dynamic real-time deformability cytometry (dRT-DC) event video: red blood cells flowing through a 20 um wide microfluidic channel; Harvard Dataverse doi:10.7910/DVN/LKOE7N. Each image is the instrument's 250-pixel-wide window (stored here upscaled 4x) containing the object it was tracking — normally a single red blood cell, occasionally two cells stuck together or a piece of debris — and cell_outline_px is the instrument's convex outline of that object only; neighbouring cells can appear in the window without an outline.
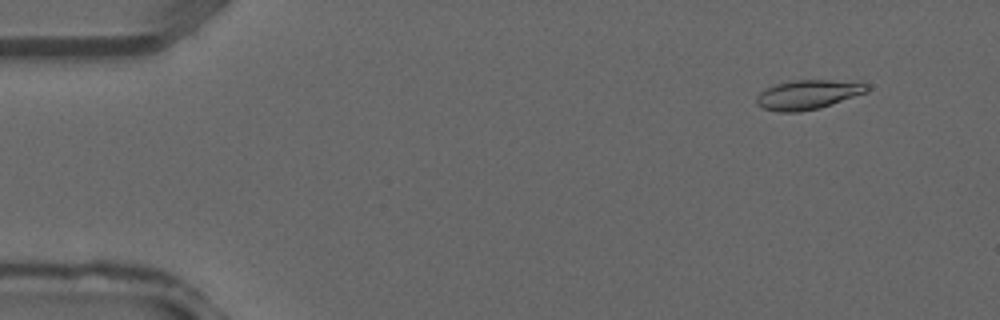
{"species": "common noctule bat (a hibernating species)", "species_latin": "Nyctalus noctula", "temperature_condition": "warm", "stored_images_in_passage": 39, "camera_frame_rate_fps": 3000, "um_per_image_px": 0.085, "animal": {"sex": "male", "forearm_length_mm": 52.5}, "frame": {"image": 1, "passage_image": 4, "time_ms": 1.0, "image_size_px": [1000, 320], "cell_outline_px": [[868, 92], [820, 108], [800, 112], [780, 112], [760, 108], [756, 104], [756, 96], [764, 88], [776, 84], [792, 80], [832, 80], [868, 84]], "centroid_in_image_um": [68.62, 8.05], "position_along_channel_um": 16.4, "area_um2": 19.02}}
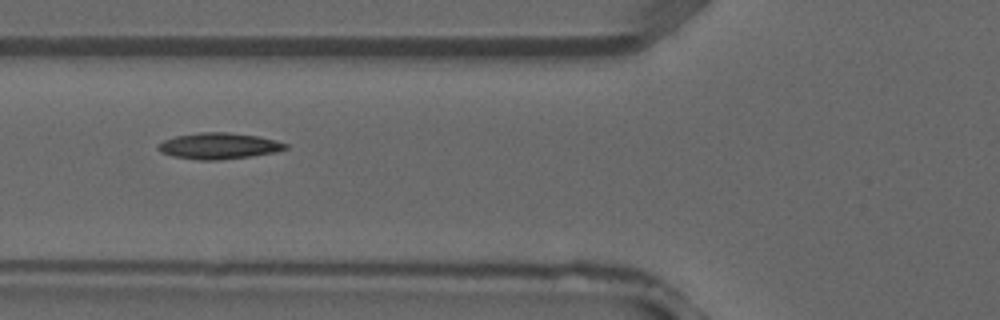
{"frame": {"image": 2, "passage_image": 15, "time_ms": 4.667, "image_size_px": [1000, 320], "cell_outline_px": [[288, 148], [276, 152], [220, 160], [200, 160], [172, 156], [160, 152], [156, 148], [156, 144], [164, 140], [176, 136], [200, 132], [228, 132], [256, 136], [276, 140], [288, 144]], "centroid_in_image_um": [18.56, 12.4], "position_along_channel_um": 107.2, "area_um2": 19.42}}
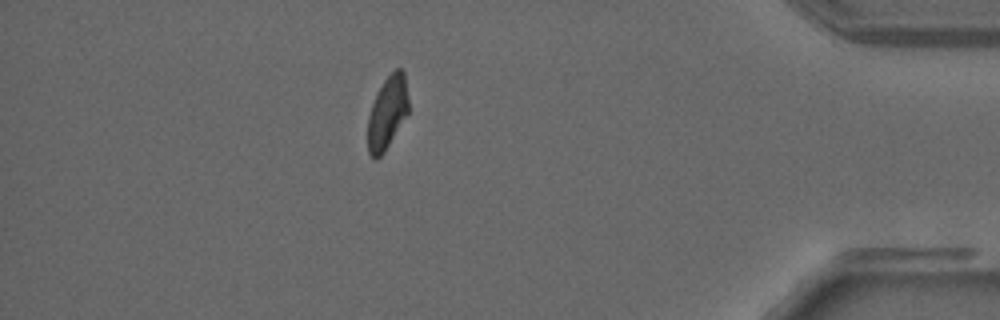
{"frame": {"image": 3, "passage_image": 34, "time_ms": 11.0, "image_size_px": [1000, 320], "cell_outline_px": [[408, 112], [384, 152], [376, 160], [368, 152], [368, 116], [372, 104], [384, 80], [396, 68], [400, 68], [404, 72], [408, 100]], "centroid_in_image_um": [32.92, 9.58], "position_along_channel_um": 402.3, "area_um2": 16.88}}